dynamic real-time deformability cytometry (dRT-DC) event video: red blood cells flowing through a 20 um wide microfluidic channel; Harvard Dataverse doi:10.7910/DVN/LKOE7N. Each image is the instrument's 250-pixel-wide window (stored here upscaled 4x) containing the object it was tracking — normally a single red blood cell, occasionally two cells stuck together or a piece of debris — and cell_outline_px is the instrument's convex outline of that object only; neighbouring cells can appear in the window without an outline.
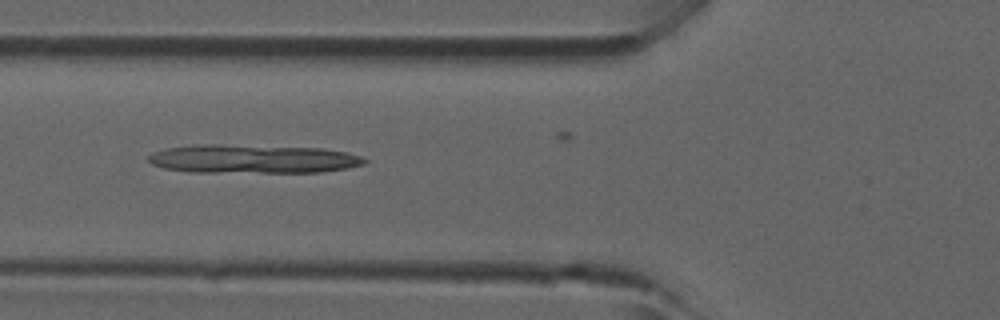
{"species": "common noctule bat (a hibernating species)", "species_latin": "Nyctalus noctula", "temperature_condition": "room temperature", "stored_images_in_passage": 37, "camera_frame_rate_fps": 3000, "um_per_image_px": 0.085, "animal": {"sex": "male", "forearm_length_mm": 52.5}, "frame": {"image": 1, "passage_image": 16, "time_ms": 5.0, "image_size_px": [1000, 320], "cell_outline_px": [[368, 160], [364, 164], [348, 168], [320, 172], [188, 172], [164, 168], [152, 164], [148, 160], [148, 156], [152, 152], [164, 148], [200, 144], [216, 144], [324, 148], [344, 152], [360, 156]], "centroid_in_image_um": [21.46, 13.51], "position_along_channel_um": 104.3, "area_um2": 36.24}}
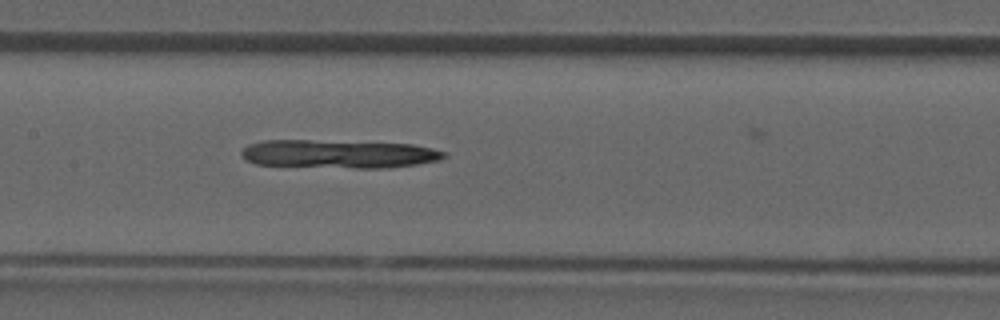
{"frame": {"image": 2, "passage_image": 21, "time_ms": 6.667, "image_size_px": [1000, 320], "cell_outline_px": [[448, 156], [440, 160], [416, 164], [388, 168], [356, 168], [256, 164], [244, 160], [240, 152], [248, 144], [264, 140], [308, 140], [412, 144], [432, 148], [448, 152]], "centroid_in_image_um": [28.81, 13.08], "position_along_channel_um": 178.6, "area_um2": 33.52}}